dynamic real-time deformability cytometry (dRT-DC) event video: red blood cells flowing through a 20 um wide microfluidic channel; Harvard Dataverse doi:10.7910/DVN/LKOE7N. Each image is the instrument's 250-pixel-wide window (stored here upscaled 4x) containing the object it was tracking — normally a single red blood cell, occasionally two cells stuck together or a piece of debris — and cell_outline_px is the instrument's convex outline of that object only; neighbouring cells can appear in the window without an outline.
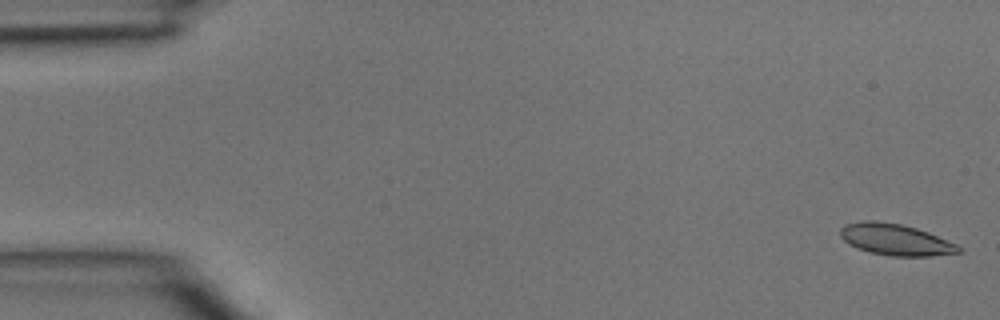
{"species": "common noctule bat (a hibernating species)", "species_latin": "Nyctalus noctula", "temperature_condition": "room temperature", "stored_images_in_passage": 10, "camera_frame_rate_fps": 3000, "um_per_image_px": 0.085, "animal": {"sex": "male", "body_mass_g": 15.6}, "frame": {"image": 1, "passage_image": 1, "time_ms": 0.0, "image_size_px": [1000, 320], "cell_outline_px": [[960, 252], [928, 256], [892, 256], [868, 252], [856, 248], [848, 244], [840, 236], [840, 228], [844, 224], [864, 220], [876, 220], [900, 224], [916, 228], [928, 232], [956, 244], [960, 248]], "centroid_in_image_um": [76.05, 20.36], "position_along_channel_um": 9.0, "area_um2": 21.62}}